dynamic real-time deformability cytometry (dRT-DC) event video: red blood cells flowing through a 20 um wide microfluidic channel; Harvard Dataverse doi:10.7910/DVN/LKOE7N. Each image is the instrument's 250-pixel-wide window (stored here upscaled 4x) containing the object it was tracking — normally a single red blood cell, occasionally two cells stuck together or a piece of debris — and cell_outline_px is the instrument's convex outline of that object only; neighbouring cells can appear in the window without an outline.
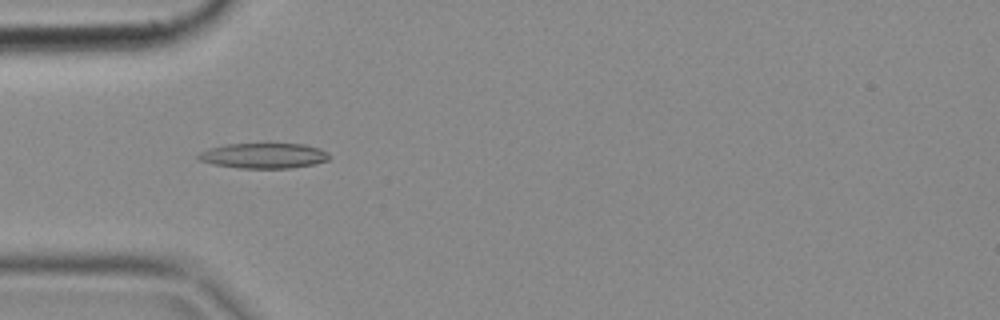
{"species": "common noctule bat (a hibernating species)", "species_latin": "Nyctalus noctula", "temperature_condition": "cold", "stored_images_in_passage": 48, "camera_frame_rate_fps": 3000, "um_per_image_px": 0.085, "animal": {"sex": "female", "body_mass_g": 18.4}, "frame": {"image": 1, "passage_image": 13, "time_ms": 4.0, "image_size_px": [1000, 320], "cell_outline_px": [[328, 160], [312, 164], [288, 168], [240, 168], [212, 164], [200, 160], [196, 156], [200, 152], [208, 148], [224, 144], [304, 144], [320, 148], [328, 156]], "centroid_in_image_um": [22.35, 13.23], "position_along_channel_um": 62.6, "area_um2": 19.07}}
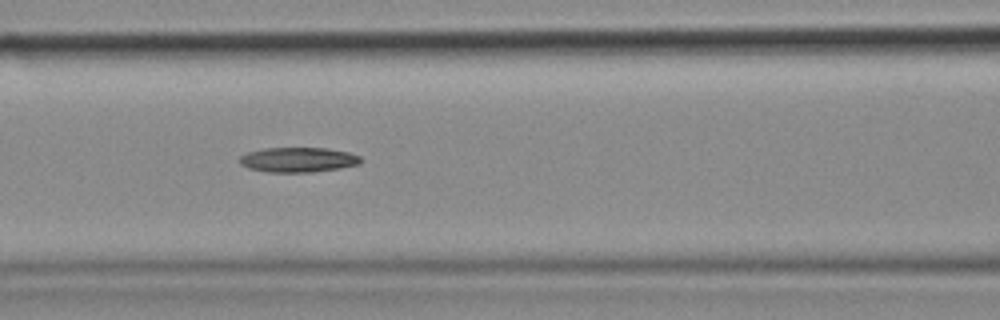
{"frame": {"image": 2, "passage_image": 19, "time_ms": 6.0, "image_size_px": [1000, 320], "cell_outline_px": [[360, 164], [340, 168], [312, 172], [268, 172], [248, 168], [240, 164], [240, 156], [248, 152], [264, 148], [324, 148], [348, 152], [360, 156]], "centroid_in_image_um": [25.32, 13.58], "position_along_channel_um": 141.3, "area_um2": 17.46}}
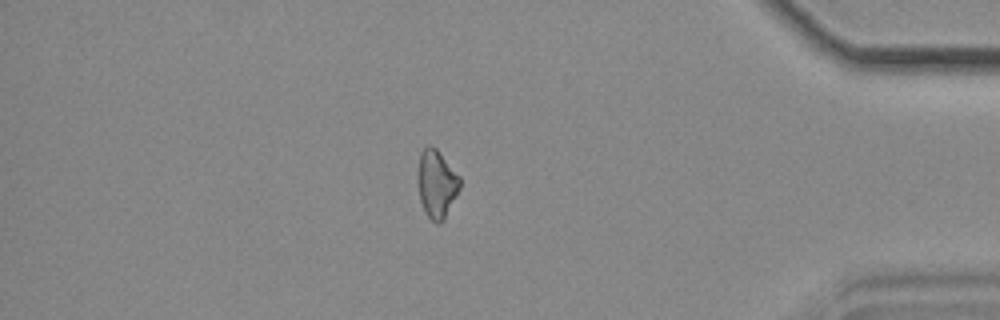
{"frame": {"image": 3, "passage_image": 41, "time_ms": 13.333, "image_size_px": [1000, 320], "cell_outline_px": [[460, 188], [444, 220], [440, 224], [436, 224], [424, 212], [420, 200], [416, 180], [420, 152], [428, 144], [432, 144], [440, 152], [460, 176]], "centroid_in_image_um": [37.09, 15.61], "position_along_channel_um": 398.1, "area_um2": 17.05}}